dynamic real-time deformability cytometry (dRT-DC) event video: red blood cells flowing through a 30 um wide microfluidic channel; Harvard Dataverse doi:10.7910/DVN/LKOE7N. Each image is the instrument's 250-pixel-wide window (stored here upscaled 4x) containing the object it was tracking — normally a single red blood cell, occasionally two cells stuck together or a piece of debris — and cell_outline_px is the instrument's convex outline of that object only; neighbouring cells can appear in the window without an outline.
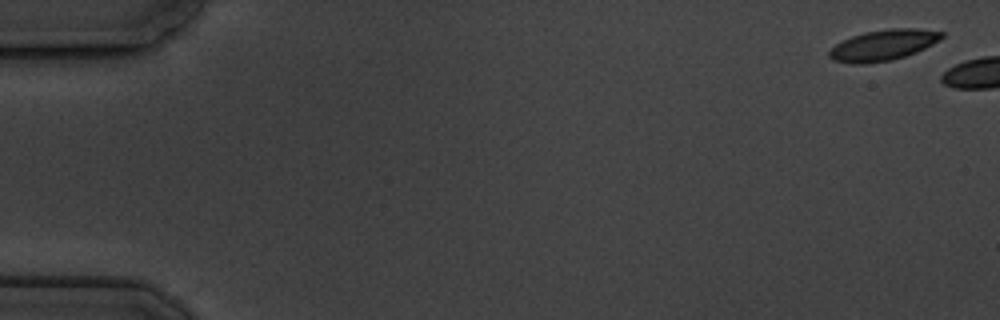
{"species": "common noctule bat (a hibernating species)", "species_latin": "Nyctalus noctula", "temperature_condition": "cold", "stored_images_in_passage": 9, "camera_frame_rate_fps": 3000, "um_per_image_px": 0.085, "animal": {"sex": "male", "body_mass_g": 19.5, "forearm_length_mm": 54.6}, "frame": {"image": 1, "passage_image": 1, "time_ms": 0.0, "image_size_px": [1000, 320], "cell_outline_px": [[944, 36], [940, 40], [916, 52], [892, 60], [864, 64], [852, 64], [832, 60], [828, 56], [828, 52], [836, 44], [852, 36], [864, 32], [888, 28], [916, 28], [944, 32]], "centroid_in_image_um": [75.07, 3.83], "position_along_channel_um": 9.9, "area_um2": 20.23}}
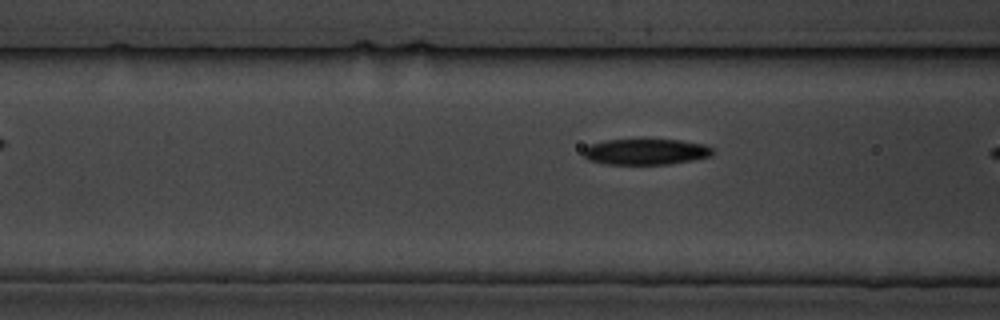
{"frame": {"image": 2, "passage_image": 8, "time_ms": 8.667, "image_size_px": [1000, 320], "cell_outline_px": [[712, 156], [672, 164], [604, 164], [588, 160], [584, 156], [584, 148], [588, 144], [608, 140], [680, 140], [704, 144], [712, 148]], "centroid_in_image_um": [54.88, 12.91], "position_along_channel_um": 111.7, "area_um2": 19.48}}